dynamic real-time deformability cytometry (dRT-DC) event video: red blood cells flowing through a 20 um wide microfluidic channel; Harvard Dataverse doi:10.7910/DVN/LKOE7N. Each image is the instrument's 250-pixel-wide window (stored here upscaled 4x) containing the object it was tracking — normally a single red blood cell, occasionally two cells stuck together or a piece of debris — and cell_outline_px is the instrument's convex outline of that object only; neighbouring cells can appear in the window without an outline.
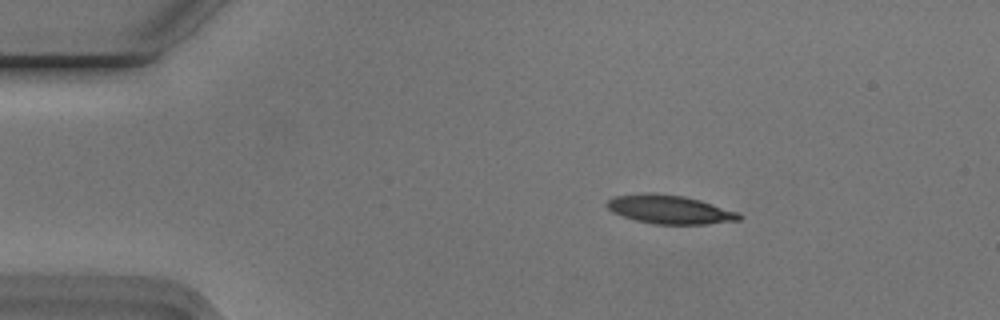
{"species": "Egyptian fruit bat (a non-hibernating species)", "species_latin": "Rousettus aegyptiacus", "temperature_condition": "cold", "stored_images_in_passage": 3, "camera_frame_rate_fps": 3000, "um_per_image_px": 0.085, "animal": {"sex": "male"}, "frame": {"image": 1, "passage_image": 1, "time_ms": 0.0, "image_size_px": [1000, 320], "cell_outline_px": [[744, 216], [740, 220], [708, 224], [652, 224], [636, 220], [612, 212], [604, 204], [608, 200], [616, 196], [652, 192], [684, 196], [700, 200], [740, 212]], "centroid_in_image_um": [56.97, 17.81], "position_along_channel_um": 28.0, "area_um2": 22.2}}
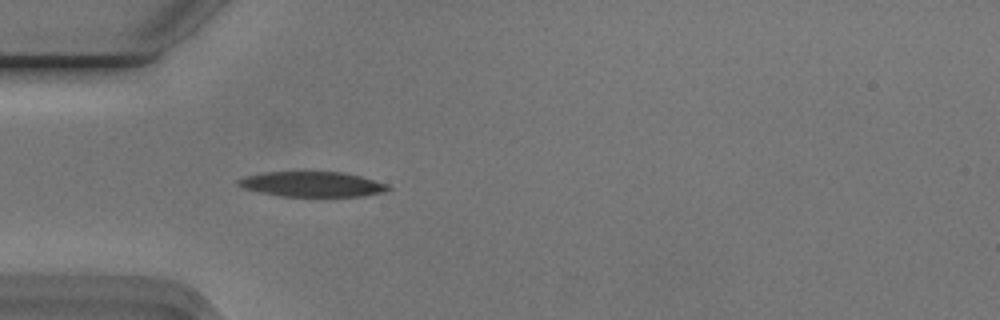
{"frame": {"image": 2, "passage_image": 3, "time_ms": 0.667, "image_size_px": [1000, 320], "cell_outline_px": [[392, 188], [388, 192], [364, 196], [320, 200], [280, 196], [260, 192], [244, 188], [236, 184], [236, 180], [244, 176], [264, 172], [344, 172], [360, 176], [388, 184]], "centroid_in_image_um": [26.6, 15.72], "position_along_channel_um": 58.4, "area_um2": 23.29}}